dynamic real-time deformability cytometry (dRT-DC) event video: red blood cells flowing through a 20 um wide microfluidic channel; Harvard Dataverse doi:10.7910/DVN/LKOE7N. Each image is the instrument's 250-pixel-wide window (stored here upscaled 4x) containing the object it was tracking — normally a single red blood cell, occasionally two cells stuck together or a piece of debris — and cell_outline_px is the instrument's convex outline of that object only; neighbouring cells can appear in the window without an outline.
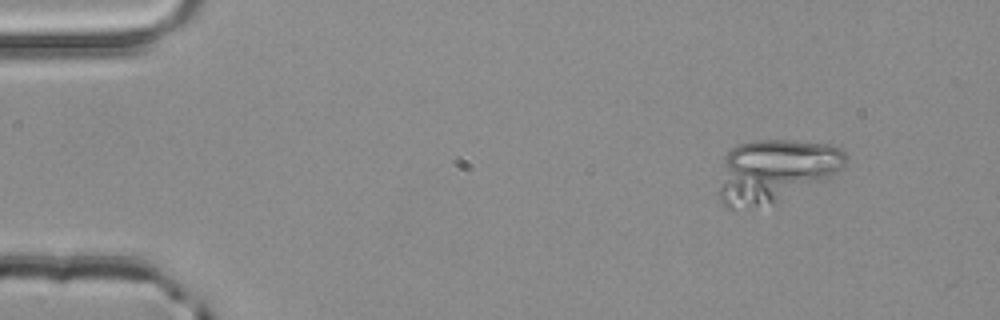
{"species": "common noctule bat (a hibernating species)", "species_latin": "Nyctalus noctula", "temperature_condition": "room temperature", "stored_images_in_passage": 3, "camera_frame_rate_fps": 3000, "um_per_image_px": 0.085, "animal": {"sex": "male", "body_mass_g": 20.4}, "frame": {"image": 1, "passage_image": 1, "time_ms": 0.0, "image_size_px": [1000, 320], "cell_outline_px": [[848, 160], [844, 168], [820, 180], [772, 200], [756, 204], [732, 208], [728, 208], [724, 204], [720, 196], [720, 188], [724, 156], [732, 148], [740, 144], [756, 140], [792, 140], [832, 144], [840, 148], [844, 152]], "centroid_in_image_um": [65.9, 14.4], "position_along_channel_um": 19.1, "area_um2": 44.27}}